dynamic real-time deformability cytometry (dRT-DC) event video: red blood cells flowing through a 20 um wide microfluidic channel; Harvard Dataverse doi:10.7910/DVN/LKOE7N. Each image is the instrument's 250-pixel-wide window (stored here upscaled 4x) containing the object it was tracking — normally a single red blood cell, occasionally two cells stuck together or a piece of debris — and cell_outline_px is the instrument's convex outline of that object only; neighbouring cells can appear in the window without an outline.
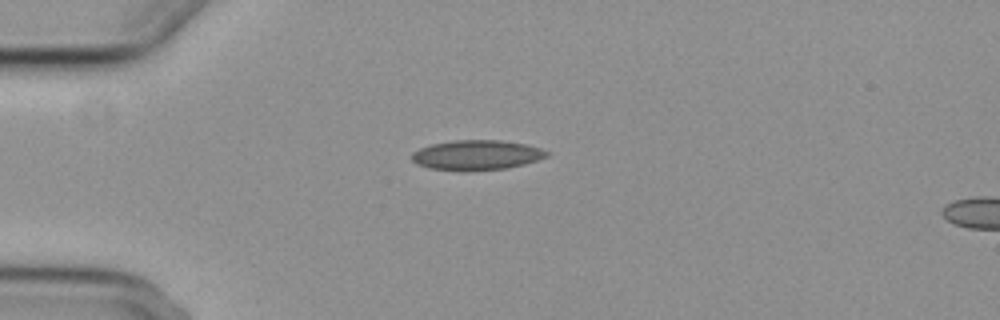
{"species": "common noctule bat (a hibernating species)", "species_latin": "Nyctalus noctula", "temperature_condition": "cold", "stored_images_in_passage": 2, "segment_of_instrument_passage": [1, 2], "camera_frame_rate_fps": 3000, "um_per_image_px": 0.085, "animal": {"sex": "female", "body_mass_g": 29.2, "forearm_length_mm": 56.3}, "frame": {"image": 1, "passage_image": 1, "time_ms": 0.0, "image_size_px": [1000, 320], "cell_outline_px": [[548, 156], [524, 164], [508, 168], [468, 172], [464, 172], [428, 168], [416, 164], [412, 160], [412, 152], [420, 148], [432, 144], [452, 140], [500, 140], [528, 144], [540, 148], [548, 152]], "centroid_in_image_um": [40.49, 13.19], "position_along_channel_um": 44.5, "area_um2": 23.87}}